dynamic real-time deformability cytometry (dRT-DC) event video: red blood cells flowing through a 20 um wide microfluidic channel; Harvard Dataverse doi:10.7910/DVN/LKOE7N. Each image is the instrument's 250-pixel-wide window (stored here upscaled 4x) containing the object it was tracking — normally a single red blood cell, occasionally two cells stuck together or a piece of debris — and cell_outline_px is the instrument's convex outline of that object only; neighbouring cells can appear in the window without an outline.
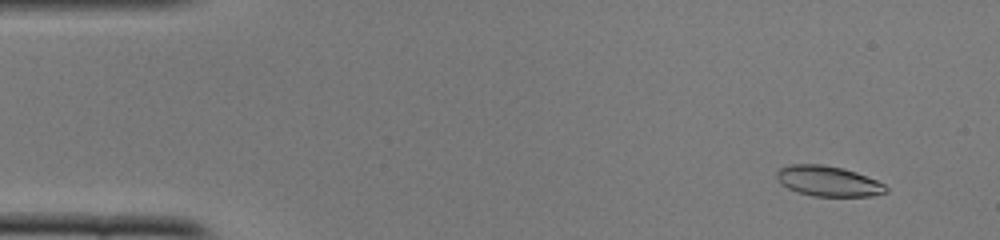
{"species": "common noctule bat (a hibernating species)", "species_latin": "Nyctalus noctula", "temperature_condition": "cold", "stored_images_in_passage": 52, "camera_frame_rate_fps": 3000, "um_per_image_px": 0.085, "animal": {"sex": "female", "body_mass_g": 22.0, "forearm_length_mm": 56.7}, "frame": {"image": 1, "passage_image": 4, "time_ms": 1.0, "image_size_px": [1000, 240], "cell_outline_px": [[888, 192], [872, 196], [812, 196], [796, 192], [780, 184], [776, 176], [776, 172], [780, 168], [792, 164], [820, 164], [844, 168], [856, 172], [876, 180], [884, 184], [888, 188]], "centroid_in_image_um": [70.39, 15.4], "position_along_channel_um": 14.6, "area_um2": 19.42}}
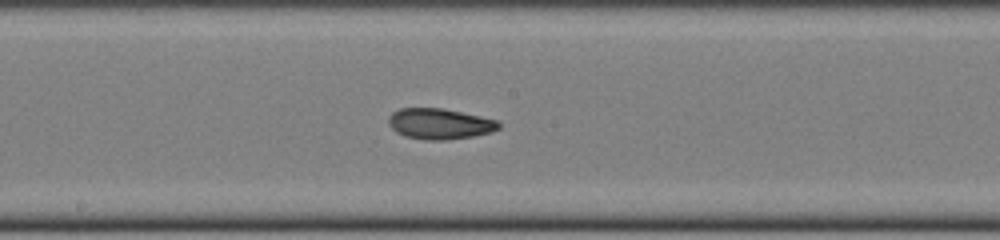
{"frame": {"image": 2, "passage_image": 27, "time_ms": 8.667, "image_size_px": [1000, 240], "cell_outline_px": [[500, 128], [492, 132], [472, 136], [444, 140], [424, 140], [404, 136], [396, 132], [388, 124], [388, 116], [392, 112], [400, 108], [440, 108], [500, 120]], "centroid_in_image_um": [37.36, 10.52], "position_along_channel_um": 210.8, "area_um2": 19.83}}
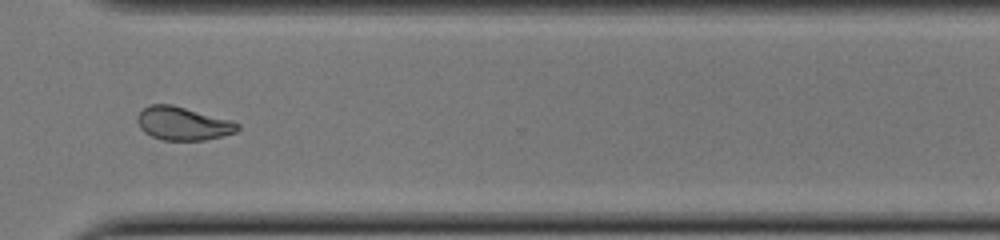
{"frame": {"image": 3, "passage_image": 38, "time_ms": 12.333, "image_size_px": [1000, 240], "cell_outline_px": [[240, 128], [236, 132], [204, 140], [164, 140], [152, 136], [144, 132], [140, 128], [136, 120], [136, 116], [148, 104], [172, 104], [232, 120], [240, 124]], "centroid_in_image_um": [15.54, 10.48], "position_along_channel_um": 355.1, "area_um2": 19.54}, "authors_computed_cell_mechanics": {"area_um2": 19.652, "velocity_mm_per_s": 3.9185, "shape_relaxation_time_tau1_ms": 5.3743, "shape_relaxation_time_tau2_ms": 1.6276, "deformation_change_tau1": 0.191, "deformation_change_tau2": 0.077}}